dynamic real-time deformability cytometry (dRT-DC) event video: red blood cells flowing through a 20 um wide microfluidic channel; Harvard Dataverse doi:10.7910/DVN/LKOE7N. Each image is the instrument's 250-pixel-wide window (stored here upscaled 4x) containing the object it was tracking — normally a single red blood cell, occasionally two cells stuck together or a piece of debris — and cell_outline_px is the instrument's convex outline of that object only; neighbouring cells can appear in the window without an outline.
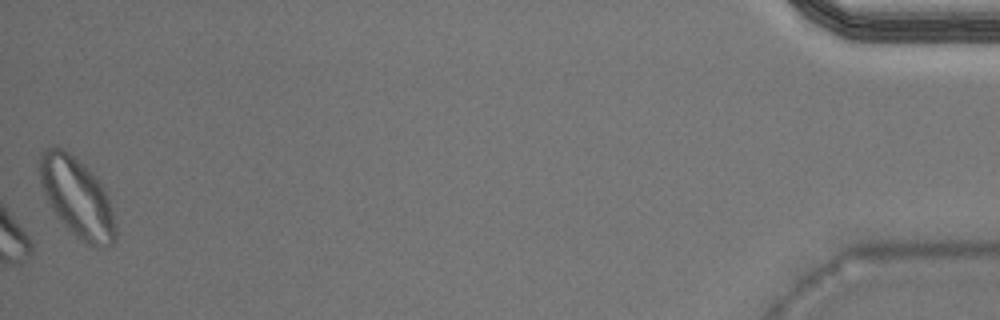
{"species": "Egyptian fruit bat (a non-hibernating species)", "species_latin": "Rousettus aegyptiacus", "temperature_condition": "warm", "stored_images_in_passage": 31, "segment_of_instrument_passage": [2, 2], "camera_frame_rate_fps": 3000, "um_per_image_px": 0.085, "animal": {"sex": "male"}, "frame": {"image": 1, "passage_image": 31, "time_ms": 10.0, "image_size_px": [1000, 320], "cell_outline_px": [[116, 240], [108, 248], [96, 248], [84, 244], [56, 216], [44, 196], [40, 184], [40, 152], [48, 148], [64, 148], [84, 164], [96, 176], [104, 188], [108, 196], [112, 212], [116, 232]], "centroid_in_image_um": [6.56, 16.81], "position_along_channel_um": 428.6, "area_um2": 35.37}}